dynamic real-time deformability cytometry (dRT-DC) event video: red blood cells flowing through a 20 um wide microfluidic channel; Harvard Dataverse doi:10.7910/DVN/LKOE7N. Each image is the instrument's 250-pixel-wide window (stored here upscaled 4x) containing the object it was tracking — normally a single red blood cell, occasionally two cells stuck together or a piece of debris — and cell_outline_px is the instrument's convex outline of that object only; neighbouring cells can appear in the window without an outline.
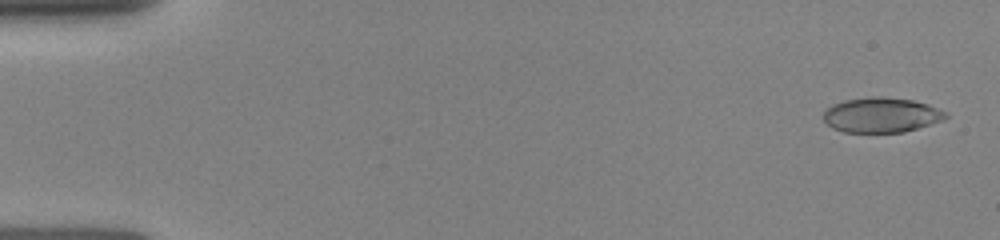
{"species": "human", "species_latin": "Homo sapiens", "temperature_condition": "room temperature", "stored_images_in_passage": 21, "camera_frame_rate_fps": 3000, "um_per_image_px": 0.085, "donor": {"sex": "female"}, "frame": {"image": 1, "passage_image": 3, "time_ms": 0.333, "image_size_px": [1000, 240], "cell_outline_px": [[948, 116], [944, 120], [904, 132], [844, 132], [832, 128], [824, 120], [824, 112], [832, 104], [844, 100], [872, 96], [884, 96], [912, 100], [928, 104], [948, 112]], "centroid_in_image_um": [74.94, 9.77], "position_along_channel_um": 10.1, "area_um2": 25.03}}
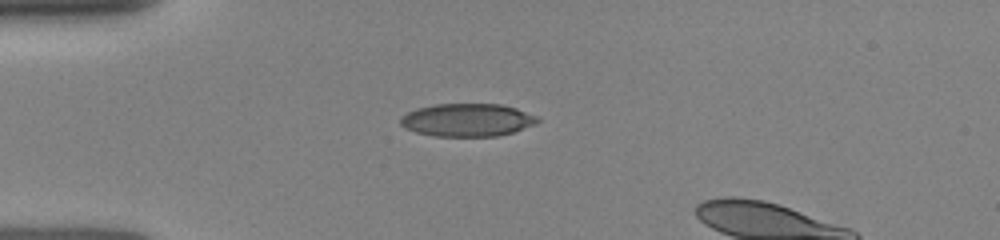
{"frame": {"image": 2, "passage_image": 17, "time_ms": 4.0, "image_size_px": [1000, 240], "cell_outline_px": [[540, 120], [536, 124], [512, 132], [496, 136], [432, 136], [416, 132], [404, 128], [400, 124], [400, 116], [416, 108], [436, 104], [500, 104], [516, 108], [540, 116]], "centroid_in_image_um": [39.72, 10.19], "position_along_channel_um": 45.3, "area_um2": 26.47}}